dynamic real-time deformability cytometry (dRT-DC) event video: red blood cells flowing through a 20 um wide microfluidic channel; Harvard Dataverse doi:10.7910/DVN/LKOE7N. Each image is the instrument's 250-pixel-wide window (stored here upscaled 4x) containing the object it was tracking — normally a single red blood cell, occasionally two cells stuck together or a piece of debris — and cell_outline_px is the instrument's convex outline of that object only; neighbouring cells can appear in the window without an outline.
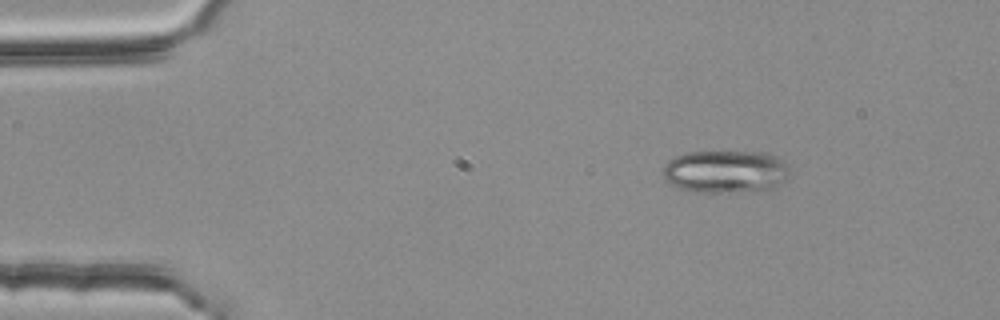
{"species": "common noctule bat (a hibernating species)", "species_latin": "Nyctalus noctula", "temperature_condition": "room temperature", "stored_images_in_passage": 3, "camera_frame_rate_fps": 3000, "um_per_image_px": 0.085, "animal": {"sex": "female", "body_mass_g": 25.1}, "frame": {"image": 1, "passage_image": 1, "time_ms": 0.0, "image_size_px": [1000, 320], "cell_outline_px": [[788, 176], [772, 188], [736, 192], [696, 192], [680, 188], [668, 184], [664, 180], [664, 164], [668, 160], [684, 152], [768, 152], [776, 156], [788, 164]], "centroid_in_image_um": [61.63, 14.57], "position_along_channel_um": 23.4, "area_um2": 31.56}}